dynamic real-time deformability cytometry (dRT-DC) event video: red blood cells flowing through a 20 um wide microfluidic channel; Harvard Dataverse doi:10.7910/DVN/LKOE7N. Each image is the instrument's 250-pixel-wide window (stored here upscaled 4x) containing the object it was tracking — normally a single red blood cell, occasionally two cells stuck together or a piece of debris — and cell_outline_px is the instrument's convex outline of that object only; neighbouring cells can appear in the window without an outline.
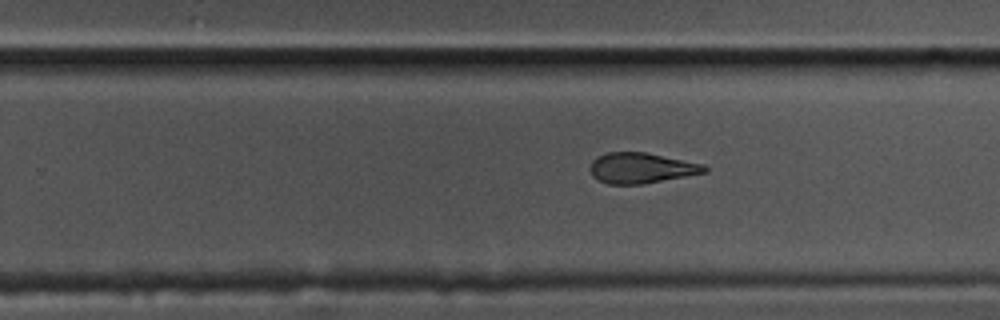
{"species": "common noctule bat (a hibernating species)", "species_latin": "Nyctalus noctula", "temperature_condition": "cold", "stored_images_in_passage": 31, "camera_frame_rate_fps": 3000, "um_per_image_px": 0.085, "animal": {"sex": "male", "body_mass_g": 17.5, "forearm_length_mm": 52.3}, "frame": {"image": 1, "passage_image": 22, "time_ms": 7.0, "image_size_px": [1000, 320], "cell_outline_px": [[708, 172], [640, 184], [608, 184], [592, 176], [588, 168], [592, 160], [596, 156], [608, 152], [648, 152], [704, 164], [708, 168]], "centroid_in_image_um": [54.49, 14.26], "position_along_channel_um": 275.3, "area_um2": 20.46}}